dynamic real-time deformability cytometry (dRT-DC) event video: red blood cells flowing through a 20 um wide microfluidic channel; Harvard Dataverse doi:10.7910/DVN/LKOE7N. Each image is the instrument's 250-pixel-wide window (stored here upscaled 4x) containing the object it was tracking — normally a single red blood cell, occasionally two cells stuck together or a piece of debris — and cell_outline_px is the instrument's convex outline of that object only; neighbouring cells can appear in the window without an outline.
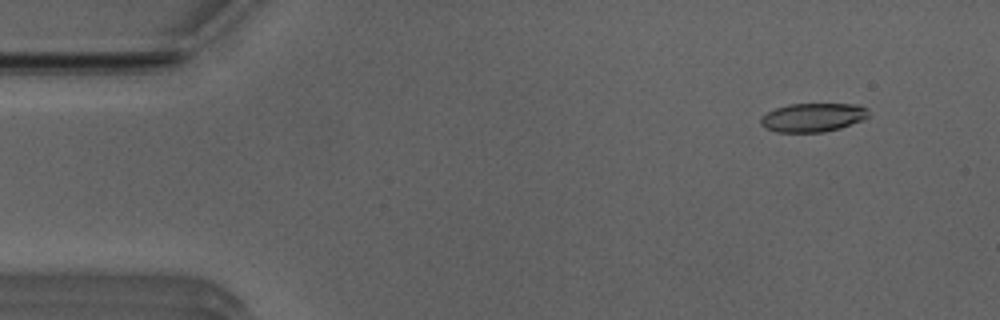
{"species": "Egyptian fruit bat (a non-hibernating species)", "species_latin": "Rousettus aegyptiacus", "temperature_condition": "room temperature", "stored_images_in_passage": 49, "camera_frame_rate_fps": 3000, "um_per_image_px": 0.085, "animal": {"sex": "male"}, "frame": {"image": 1, "passage_image": 2, "time_ms": 0.333, "image_size_px": [1000, 320], "cell_outline_px": [[868, 116], [864, 120], [840, 128], [824, 132], [776, 132], [764, 128], [760, 124], [760, 116], [776, 108], [788, 104], [856, 104], [868, 108]], "centroid_in_image_um": [69.08, 9.98], "position_along_channel_um": 15.9, "area_um2": 18.21}}
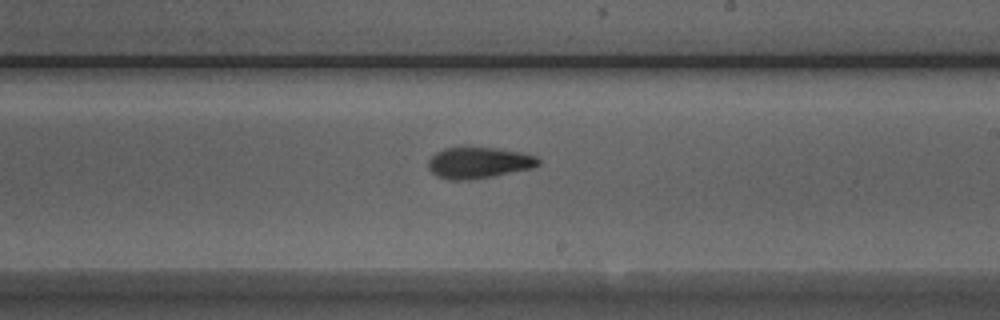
{"frame": {"image": 2, "passage_image": 27, "time_ms": 8.667, "image_size_px": [1000, 320], "cell_outline_px": [[540, 164], [532, 168], [492, 176], [468, 180], [448, 180], [436, 176], [428, 168], [428, 160], [436, 152], [444, 148], [496, 148], [524, 152], [536, 156], [540, 160]], "centroid_in_image_um": [40.69, 13.84], "position_along_channel_um": 248.3, "area_um2": 20.0}}
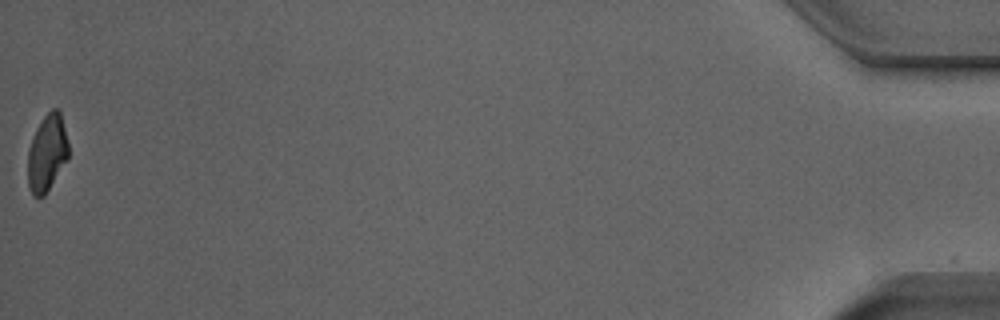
{"frame": {"image": 3, "passage_image": 49, "time_ms": 16.0, "image_size_px": [1000, 320], "cell_outline_px": [[68, 160], [44, 196], [36, 196], [32, 192], [28, 184], [28, 148], [36, 128], [44, 116], [52, 108], [56, 108], [60, 112], [68, 144]], "centroid_in_image_um": [4.0, 13.0], "position_along_channel_um": 431.2, "area_um2": 18.03}, "authors_computed_cell_mechanics": {"area_um2": 19.4208, "velocity_mm_per_s": 3.9504, "shape_relaxation_time_tau1_ms": 3.3589, "shape_relaxation_time_tau2_ms": 2.8284, "deformation_change_tau1": 0.1499, "deformation_change_tau2": 0.0889}}